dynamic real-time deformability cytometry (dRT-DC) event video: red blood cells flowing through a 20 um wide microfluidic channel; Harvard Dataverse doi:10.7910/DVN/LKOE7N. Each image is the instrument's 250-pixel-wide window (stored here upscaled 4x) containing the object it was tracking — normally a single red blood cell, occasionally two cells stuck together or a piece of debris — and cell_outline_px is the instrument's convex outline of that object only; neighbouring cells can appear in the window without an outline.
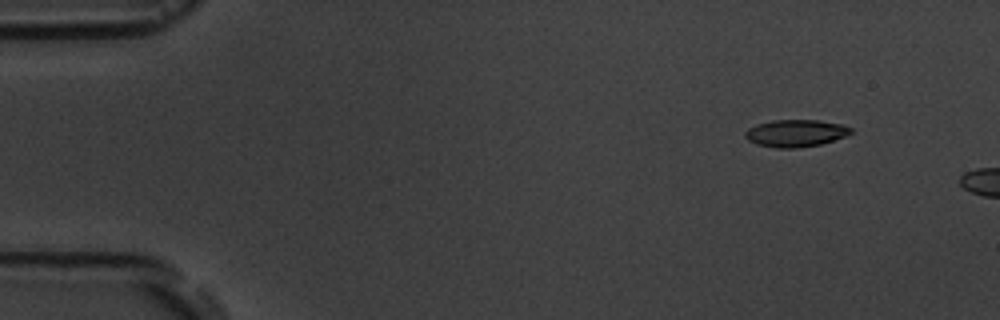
{"species": "common noctule bat (a hibernating species)", "species_latin": "Nyctalus noctula", "temperature_condition": "room temperature", "stored_images_in_passage": 2, "camera_frame_rate_fps": 3000, "um_per_image_px": 0.085, "animal": {"sex": "male", "body_mass_g": 19.5, "forearm_length_mm": 54.6}, "frame": {"image": 1, "passage_image": 1, "time_ms": 0.0, "image_size_px": [1000, 320], "cell_outline_px": [[852, 132], [844, 136], [820, 144], [796, 148], [776, 148], [756, 144], [748, 140], [744, 136], [744, 132], [748, 128], [756, 124], [772, 120], [820, 120], [844, 124], [852, 128]], "centroid_in_image_um": [67.6, 11.31], "position_along_channel_um": 17.4, "area_um2": 16.82}}